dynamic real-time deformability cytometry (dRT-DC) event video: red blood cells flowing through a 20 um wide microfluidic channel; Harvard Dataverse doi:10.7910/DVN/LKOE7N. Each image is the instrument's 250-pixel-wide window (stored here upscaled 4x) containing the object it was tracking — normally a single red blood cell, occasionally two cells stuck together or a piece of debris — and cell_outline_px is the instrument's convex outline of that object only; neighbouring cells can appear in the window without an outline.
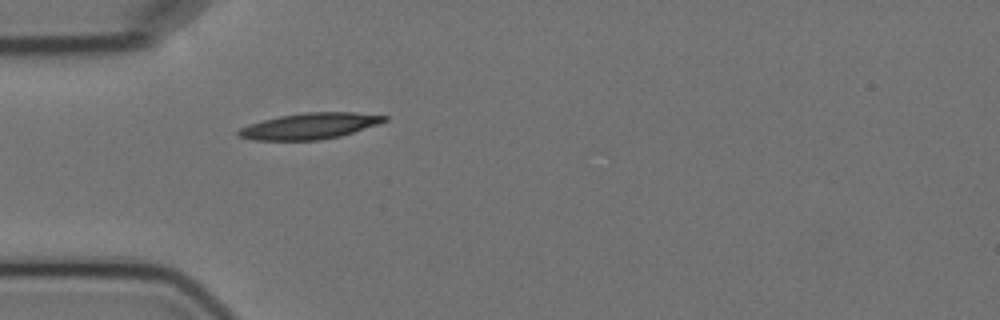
{"species": "Egyptian fruit bat (a non-hibernating species)", "species_latin": "Rousettus aegyptiacus", "temperature_condition": "cold", "stored_images_in_passage": 1, "camera_frame_rate_fps": 3000, "um_per_image_px": 0.085, "animal": {"sex": "female"}, "frame": {"image": 1, "passage_image": 1, "time_ms": 0.0, "image_size_px": [1000, 320], "cell_outline_px": [[388, 120], [380, 124], [340, 136], [320, 140], [252, 140], [236, 136], [236, 132], [240, 128], [248, 124], [280, 116], [304, 112], [352, 112], [388, 116]], "centroid_in_image_um": [26.32, 10.71], "position_along_channel_um": 58.7, "area_um2": 22.25}}